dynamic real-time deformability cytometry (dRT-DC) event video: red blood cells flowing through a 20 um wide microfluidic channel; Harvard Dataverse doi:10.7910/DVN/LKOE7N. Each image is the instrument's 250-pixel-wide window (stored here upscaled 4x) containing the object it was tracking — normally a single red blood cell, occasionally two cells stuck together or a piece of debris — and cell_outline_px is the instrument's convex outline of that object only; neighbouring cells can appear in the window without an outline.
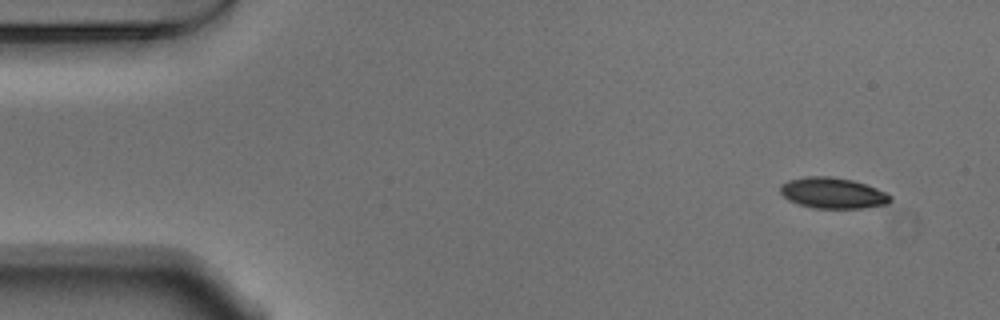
{"species": "Egyptian fruit bat (a non-hibernating species)", "species_latin": "Rousettus aegyptiacus", "temperature_condition": "warm", "stored_images_in_passage": 50, "camera_frame_rate_fps": 3000, "um_per_image_px": 0.085, "animal": {"sex": "male"}, "frame": {"image": 1, "passage_image": 1, "time_ms": 0.0, "image_size_px": [1000, 320], "cell_outline_px": [[892, 200], [888, 204], [864, 208], [816, 208], [800, 204], [788, 200], [780, 192], [780, 184], [788, 180], [804, 176], [832, 176], [852, 180], [876, 188], [892, 196]], "centroid_in_image_um": [70.78, 16.4], "position_along_channel_um": 14.2, "area_um2": 19.83}}
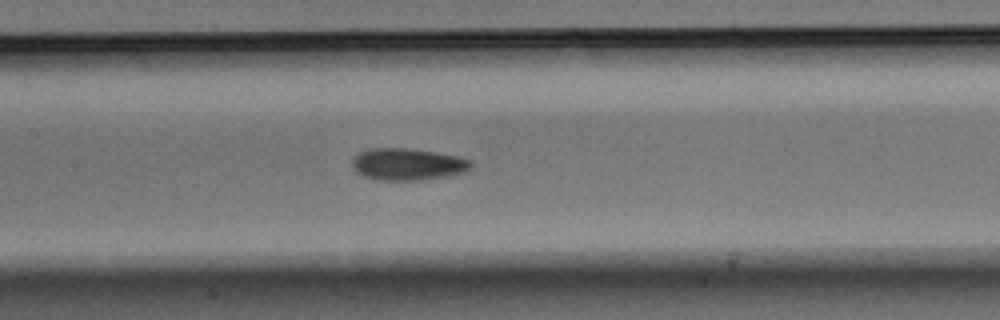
{"frame": {"image": 2, "passage_image": 22, "time_ms": 7.0, "image_size_px": [1000, 320], "cell_outline_px": [[472, 168], [464, 172], [420, 180], [380, 180], [364, 176], [356, 172], [352, 168], [352, 160], [360, 152], [368, 148], [408, 148], [436, 152], [460, 156], [472, 160]], "centroid_in_image_um": [34.65, 13.95], "position_along_channel_um": 172.7, "area_um2": 22.14}}
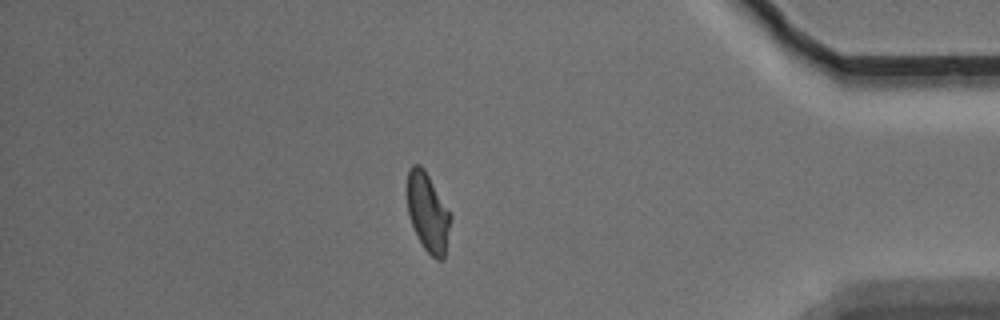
{"frame": {"image": 3, "passage_image": 43, "time_ms": 14.0, "image_size_px": [1000, 320], "cell_outline_px": [[452, 216], [444, 260], [436, 260], [424, 248], [416, 236], [408, 212], [408, 168], [412, 164], [420, 164], [424, 168]], "centroid_in_image_um": [36.38, 18.07], "position_along_channel_um": 398.8, "area_um2": 19.83}, "authors_computed_cell_mechanics": {"area_um2": 20.7791, "velocity_mm_per_s": 3.7571, "shape_relaxation_time_tau1_ms": 3.859, "shape_relaxation_time_tau2_ms": 2.9746, "deformation_change_tau1": 0.1345, "deformation_change_tau2": 0.074}}